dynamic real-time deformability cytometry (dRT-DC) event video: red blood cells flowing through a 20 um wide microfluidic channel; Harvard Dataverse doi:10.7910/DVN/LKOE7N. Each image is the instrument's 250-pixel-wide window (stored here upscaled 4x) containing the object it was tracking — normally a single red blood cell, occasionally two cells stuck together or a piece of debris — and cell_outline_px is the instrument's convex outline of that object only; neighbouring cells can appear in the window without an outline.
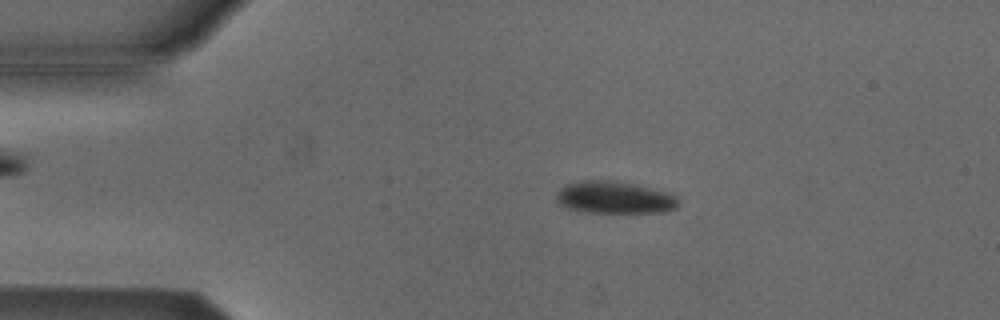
{"species": "Egyptian fruit bat (a non-hibernating species)", "species_latin": "Rousettus aegyptiacus", "temperature_condition": "cold", "stored_images_in_passage": 54, "camera_frame_rate_fps": 3000, "um_per_image_px": 0.085, "animal": {"sex": "male"}, "frame": {"image": 1, "passage_image": 10, "time_ms": 3.0, "image_size_px": [1000, 320], "cell_outline_px": [[680, 204], [676, 208], [664, 212], [588, 212], [568, 208], [560, 204], [556, 200], [556, 196], [560, 188], [568, 184], [580, 180], [616, 180], [636, 184], [668, 192], [676, 196], [680, 200]], "centroid_in_image_um": [52.27, 16.77], "position_along_channel_um": 32.7, "area_um2": 23.06}}
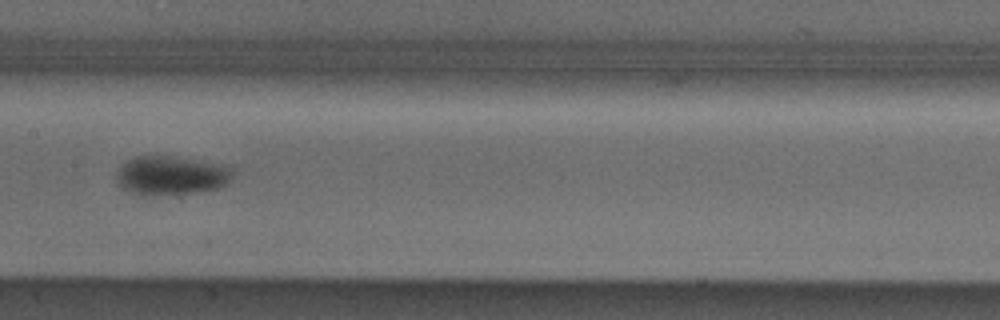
{"frame": {"image": 2, "passage_image": 26, "time_ms": 8.333, "image_size_px": [1000, 320], "cell_outline_px": [[232, 176], [228, 184], [220, 188], [168, 196], [144, 196], [132, 192], [124, 188], [120, 184], [116, 176], [116, 172], [128, 160], [136, 156], [176, 156], [228, 164], [232, 168]], "centroid_in_image_um": [14.62, 14.92], "position_along_channel_um": 192.8, "area_um2": 26.93}}
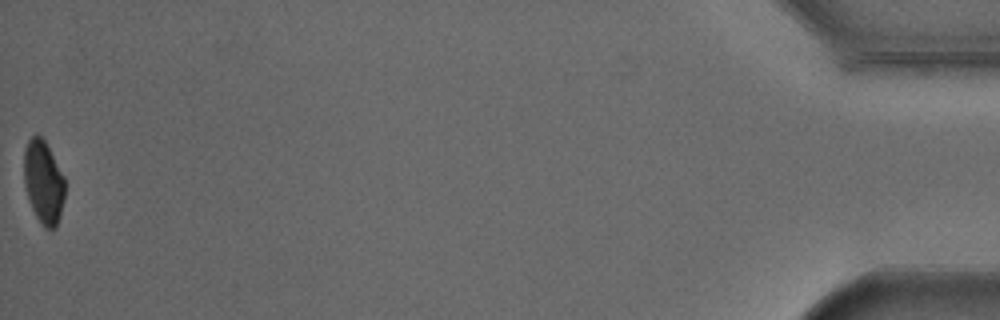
{"frame": {"image": 3, "passage_image": 53, "time_ms": 17.333, "image_size_px": [1000, 320], "cell_outline_px": [[64, 196], [60, 216], [56, 228], [44, 228], [36, 216], [28, 200], [24, 184], [24, 148], [28, 140], [36, 132], [44, 140], [64, 176]], "centroid_in_image_um": [3.67, 15.47], "position_along_channel_um": 431.5, "area_um2": 19.83}, "authors_computed_cell_mechanics": {"area_um2": 23.698, "velocity_mm_per_s": 3.8097, "shape_relaxation_time_tau1_ms": 3.7694, "shape_relaxation_time_tau2_ms": null, "deformation_change_tau1": 0.067, "deformation_change_tau2": null}}